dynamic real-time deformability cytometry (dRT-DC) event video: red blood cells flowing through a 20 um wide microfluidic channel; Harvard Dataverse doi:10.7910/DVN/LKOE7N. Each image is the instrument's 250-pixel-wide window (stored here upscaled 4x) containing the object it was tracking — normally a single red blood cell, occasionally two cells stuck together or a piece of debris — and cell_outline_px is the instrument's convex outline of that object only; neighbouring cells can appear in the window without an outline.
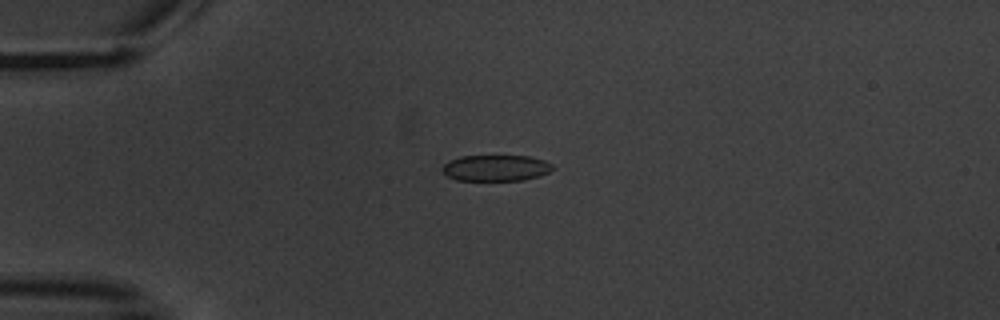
{"species": "common noctule bat (a hibernating species)", "species_latin": "Nyctalus noctula", "temperature_condition": "warm", "stored_images_in_passage": 7, "camera_frame_rate_fps": 3000, "um_per_image_px": 0.085, "animal": {"sex": "male", "body_mass_g": 20.1, "forearm_length_mm": 53.5}, "frame": {"image": 1, "passage_image": 5, "time_ms": 4.667, "image_size_px": [1000, 320], "cell_outline_px": [[552, 168], [548, 172], [540, 176], [524, 180], [456, 180], [448, 176], [440, 168], [448, 160], [460, 156], [528, 156], [544, 160], [552, 164]], "centroid_in_image_um": [42.12, 14.27], "position_along_channel_um": 42.9, "area_um2": 16.76}}